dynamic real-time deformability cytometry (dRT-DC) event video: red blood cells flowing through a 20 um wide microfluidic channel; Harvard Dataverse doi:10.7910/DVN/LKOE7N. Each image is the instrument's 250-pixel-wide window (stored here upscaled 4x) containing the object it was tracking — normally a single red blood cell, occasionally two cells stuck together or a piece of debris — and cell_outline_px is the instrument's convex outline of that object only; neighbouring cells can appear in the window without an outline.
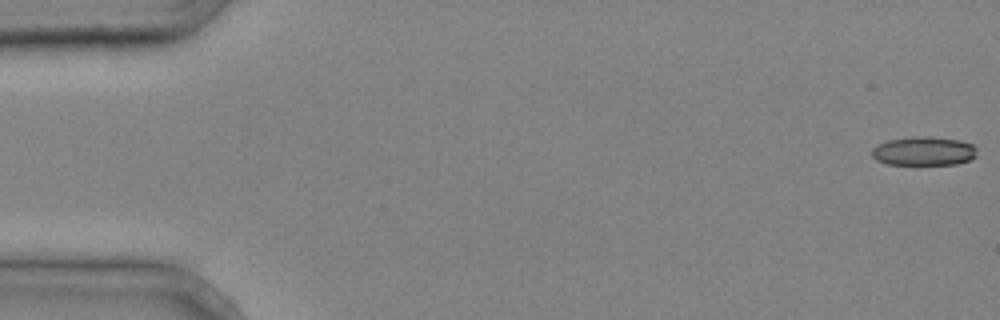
{"species": "common noctule bat (a hibernating species)", "species_latin": "Nyctalus noctula", "temperature_condition": "cold", "stored_images_in_passage": 39, "camera_frame_rate_fps": 3000, "um_per_image_px": 0.085, "animal": {"sex": "male", "body_mass_g": 20.4}, "frame": {"image": 1, "passage_image": 1, "time_ms": 0.0, "image_size_px": [1000, 320], "cell_outline_px": [[976, 156], [968, 160], [956, 164], [888, 164], [876, 160], [872, 156], [872, 148], [876, 144], [888, 140], [916, 136], [928, 136], [960, 140], [972, 144], [976, 148]], "centroid_in_image_um": [78.5, 12.83], "position_along_channel_um": 6.5, "area_um2": 17.69}}
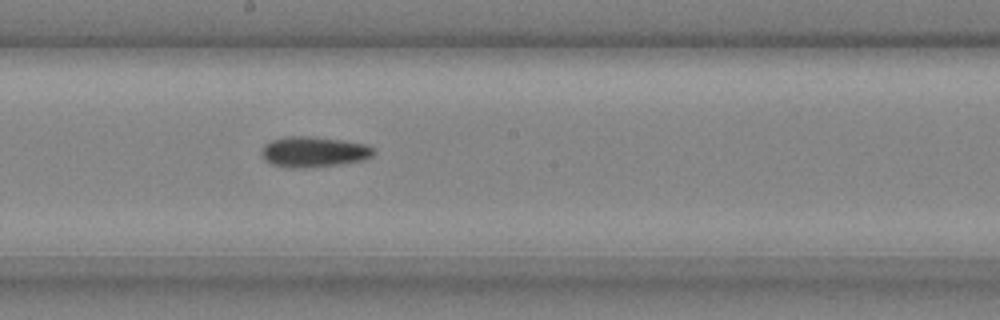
{"frame": {"image": 2, "passage_image": 24, "time_ms": 7.667, "image_size_px": [1000, 320], "cell_outline_px": [[376, 152], [372, 156], [364, 160], [340, 164], [304, 168], [288, 168], [272, 164], [264, 160], [260, 152], [264, 144], [272, 140], [284, 136], [308, 136], [340, 140], [368, 144], [376, 148]], "centroid_in_image_um": [26.67, 12.91], "position_along_channel_um": 221.5, "area_um2": 20.23}}
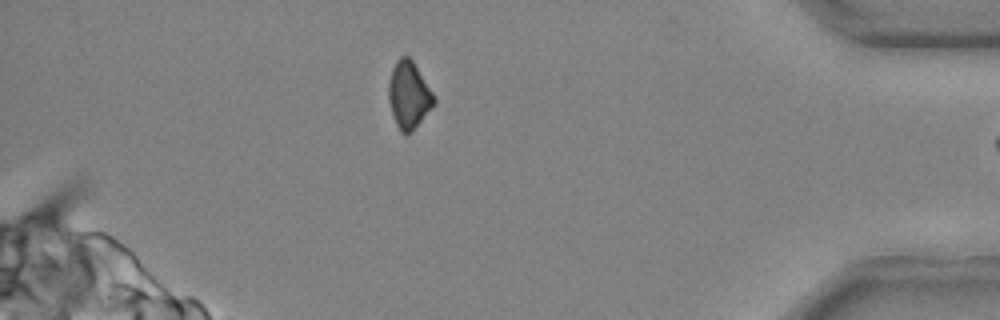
{"frame": {"image": 3, "passage_image": 38, "time_ms": 12.333, "image_size_px": [1000, 320], "cell_outline_px": [[436, 104], [412, 132], [408, 136], [404, 136], [400, 132], [392, 116], [388, 100], [388, 84], [392, 68], [396, 60], [400, 56], [408, 56], [412, 60], [432, 92], [436, 100]], "centroid_in_image_um": [34.73, 8.13], "position_along_channel_um": 400.5, "area_um2": 18.03}}